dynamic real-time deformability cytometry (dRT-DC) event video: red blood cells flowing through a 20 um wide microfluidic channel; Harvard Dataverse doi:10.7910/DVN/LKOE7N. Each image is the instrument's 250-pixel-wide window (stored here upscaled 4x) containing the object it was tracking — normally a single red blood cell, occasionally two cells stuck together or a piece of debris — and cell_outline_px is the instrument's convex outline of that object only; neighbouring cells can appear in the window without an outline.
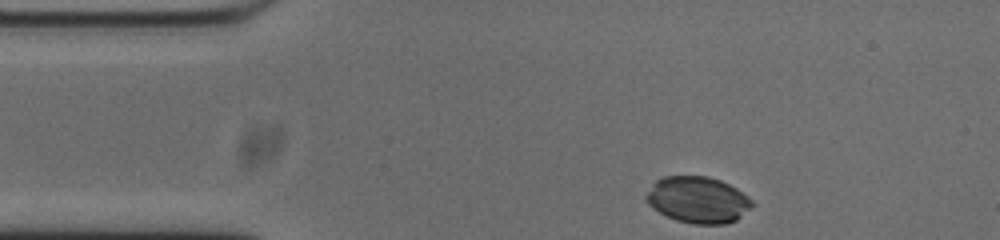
{"species": "common noctule bat (a hibernating species)", "species_latin": "Nyctalus noctula", "temperature_condition": "cold", "stored_images_in_passage": 37, "camera_frame_rate_fps": 3000, "um_per_image_px": 0.085, "animal": {"sex": "male", "body_mass_g": 20.0, "forearm_length_mm": 53.3}, "frame": {"image": 1, "passage_image": 1, "time_ms": 0.0, "image_size_px": [1000, 240], "cell_outline_px": [[752, 208], [736, 220], [724, 224], [692, 224], [676, 220], [652, 208], [644, 200], [644, 196], [652, 184], [656, 180], [664, 176], [708, 176], [720, 180], [736, 188], [748, 196], [752, 200]], "centroid_in_image_um": [59.3, 16.98], "position_along_channel_um": 25.7, "area_um2": 28.78}}
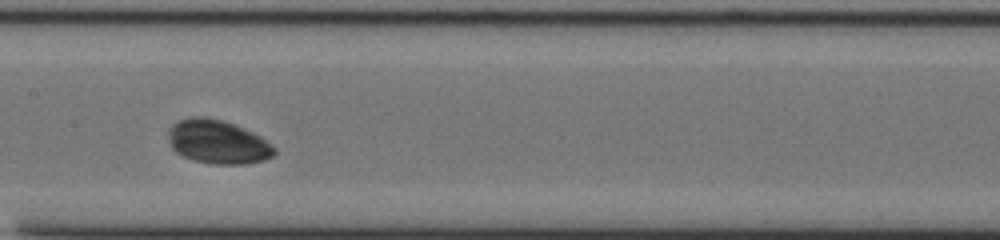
{"frame": {"image": 2, "passage_image": 18, "time_ms": 5.667, "image_size_px": [1000, 240], "cell_outline_px": [[276, 152], [272, 156], [264, 160], [244, 164], [212, 164], [192, 160], [176, 152], [172, 148], [168, 136], [168, 128], [172, 124], [180, 120], [192, 116], [200, 116], [220, 120], [232, 124], [252, 132], [260, 136], [276, 148]], "centroid_in_image_um": [18.49, 12.07], "position_along_channel_um": 188.9, "area_um2": 26.88}}
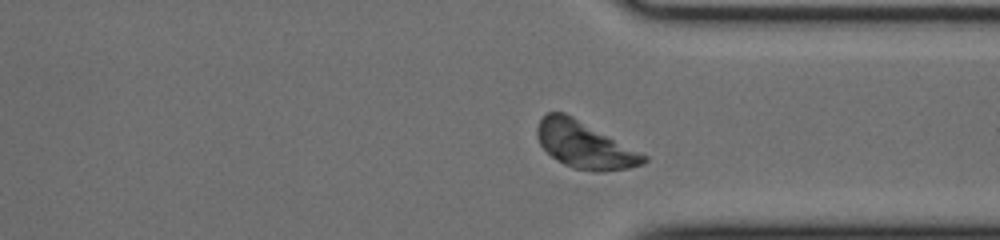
{"frame": {"image": 3, "passage_image": 32, "time_ms": 10.333, "image_size_px": [1000, 240], "cell_outline_px": [[648, 160], [644, 164], [628, 168], [604, 172], [596, 172], [572, 168], [556, 160], [540, 144], [536, 136], [536, 128], [540, 120], [548, 112], [564, 112], [572, 116], [648, 156]], "centroid_in_image_um": [49.69, 12.34], "position_along_channel_um": 361.7, "area_um2": 28.84}, "authors_computed_cell_mechanics": {"area_um2": 27.0504, "velocity_mm_per_s": 3.7325, "shape_relaxation_time_tau1_ms": 2.0787, "shape_relaxation_time_tau2_ms": null, "deformation_change_tau1": 0.0917, "deformation_change_tau2": null}}